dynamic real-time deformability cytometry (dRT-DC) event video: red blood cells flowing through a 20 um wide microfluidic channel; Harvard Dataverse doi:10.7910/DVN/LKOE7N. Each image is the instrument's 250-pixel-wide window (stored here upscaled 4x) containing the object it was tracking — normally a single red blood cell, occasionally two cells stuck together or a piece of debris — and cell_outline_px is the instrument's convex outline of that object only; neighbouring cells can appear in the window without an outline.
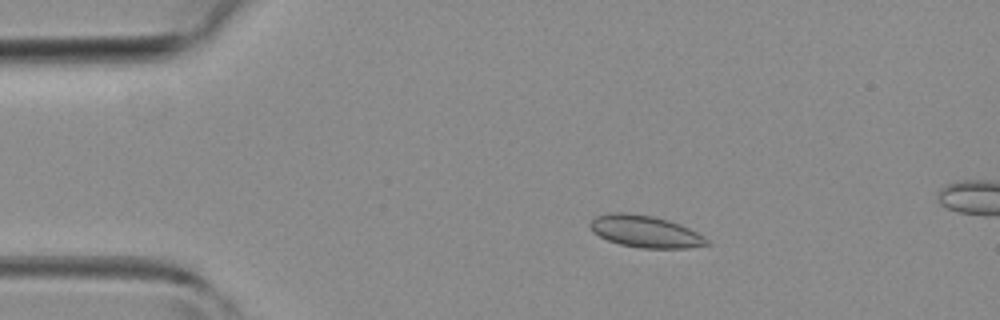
{"species": "common noctule bat (a hibernating species)", "species_latin": "Nyctalus noctula", "temperature_condition": "room temperature", "stored_images_in_passage": 7, "camera_frame_rate_fps": 3000, "um_per_image_px": 0.085, "animal": {"sex": "female", "body_mass_g": 19.3, "forearm_length_mm": 54.1}, "frame": {"image": 1, "passage_image": 2, "time_ms": 0.333, "image_size_px": [1000, 320], "cell_outline_px": [[712, 244], [688, 248], [640, 248], [620, 244], [608, 240], [592, 232], [588, 224], [596, 216], [612, 212], [624, 212], [652, 216], [668, 220], [680, 224], [704, 236]], "centroid_in_image_um": [54.84, 19.68], "position_along_channel_um": 30.2, "area_um2": 21.73}}